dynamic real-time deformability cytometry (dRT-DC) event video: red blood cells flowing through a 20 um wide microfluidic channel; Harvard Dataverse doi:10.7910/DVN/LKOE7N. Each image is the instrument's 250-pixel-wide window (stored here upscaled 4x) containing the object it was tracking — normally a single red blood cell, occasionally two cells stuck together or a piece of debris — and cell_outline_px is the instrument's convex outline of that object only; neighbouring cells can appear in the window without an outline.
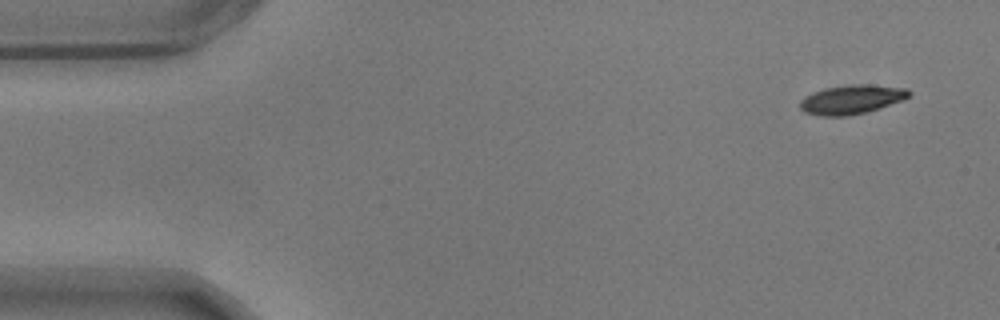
{"species": "common noctule bat (a hibernating species)", "species_latin": "Nyctalus noctula", "temperature_condition": "warm", "stored_images_in_passage": 8, "camera_frame_rate_fps": 3000, "um_per_image_px": 0.085, "animal": {"sex": "male", "body_mass_g": 17.9}, "frame": {"image": 1, "passage_image": 1, "time_ms": 0.0, "image_size_px": [1000, 320], "cell_outline_px": [[912, 92], [904, 100], [880, 108], [848, 116], [820, 116], [804, 112], [800, 108], [800, 100], [804, 96], [812, 92], [824, 88], [852, 84], [868, 84], [908, 88]], "centroid_in_image_um": [72.38, 8.45], "position_along_channel_um": 12.6, "area_um2": 18.67}}